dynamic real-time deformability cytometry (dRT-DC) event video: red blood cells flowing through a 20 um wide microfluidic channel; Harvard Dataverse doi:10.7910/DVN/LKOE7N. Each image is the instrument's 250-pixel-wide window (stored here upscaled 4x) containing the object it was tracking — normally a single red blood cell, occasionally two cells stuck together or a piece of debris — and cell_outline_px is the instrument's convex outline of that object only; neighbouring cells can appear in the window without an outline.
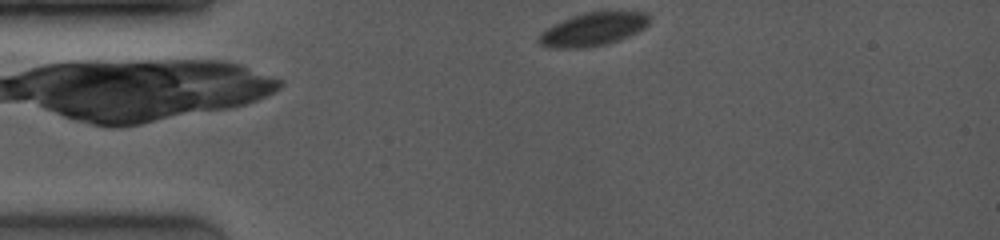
{"species": "common noctule bat (a hibernating species)", "species_latin": "Nyctalus noctula", "temperature_condition": "room temperature", "stored_images_in_passage": 53, "camera_frame_rate_fps": 4000, "um_per_image_px": 0.085, "animal": {"sex": "female", "body_mass_g": 19.0, "forearm_length_mm": 53.3}, "frame": {"image": 1, "passage_image": 1, "time_ms": 0.0, "image_size_px": [1000, 240], "cell_outline_px": [[652, 20], [644, 28], [620, 40], [604, 44], [580, 48], [548, 48], [540, 44], [536, 40], [540, 32], [572, 16], [584, 12], [648, 12], [652, 16]], "centroid_in_image_um": [50.43, 2.49], "position_along_channel_um": 34.6, "area_um2": 21.33}}
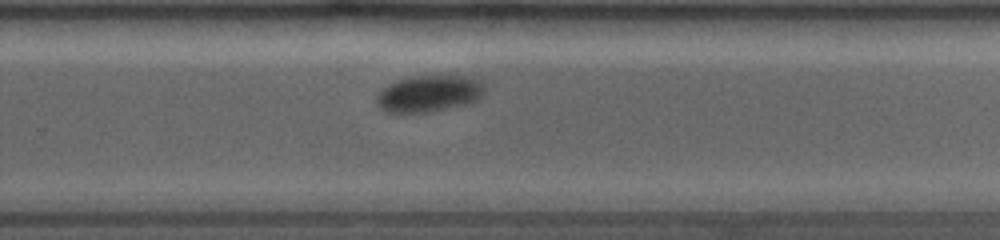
{"frame": {"image": 2, "passage_image": 32, "time_ms": 7.75, "image_size_px": [1000, 240], "cell_outline_px": [[484, 92], [476, 100], [464, 104], [428, 112], [384, 112], [376, 104], [376, 92], [388, 84], [412, 76], [468, 76], [480, 80], [484, 84]], "centroid_in_image_um": [36.42, 7.95], "position_along_channel_um": 293.4, "area_um2": 22.95}}
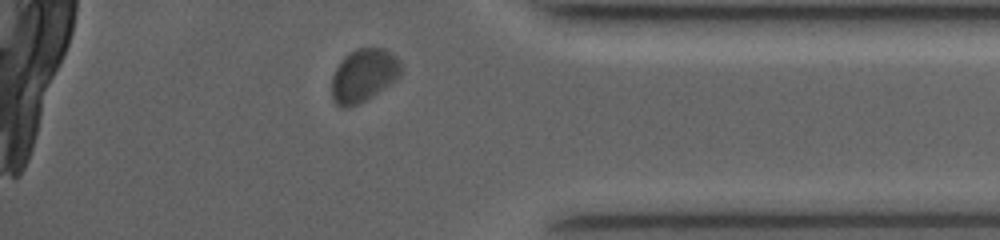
{"frame": {"image": 3, "passage_image": 47, "time_ms": 10.75, "image_size_px": [1000, 240], "cell_outline_px": [[400, 76], [396, 80], [360, 104], [348, 108], [340, 108], [332, 100], [332, 76], [336, 68], [344, 56], [356, 48], [380, 48], [388, 52], [400, 60]], "centroid_in_image_um": [30.87, 6.44], "position_along_channel_um": 404.3, "area_um2": 21.39}}